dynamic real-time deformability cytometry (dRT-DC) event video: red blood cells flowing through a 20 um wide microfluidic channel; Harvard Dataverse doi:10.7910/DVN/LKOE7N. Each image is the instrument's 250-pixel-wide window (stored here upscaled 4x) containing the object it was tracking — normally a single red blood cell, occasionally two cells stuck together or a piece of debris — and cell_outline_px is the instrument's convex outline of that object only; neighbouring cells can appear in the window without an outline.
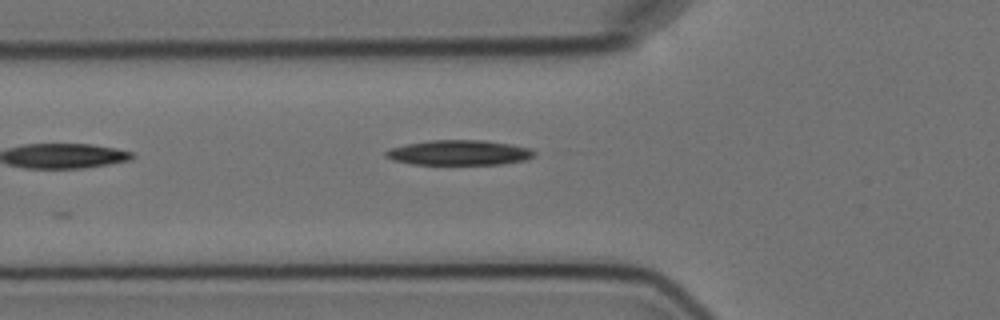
{"species": "Egyptian fruit bat (a non-hibernating species)", "species_latin": "Rousettus aegyptiacus", "temperature_condition": "cold", "stored_images_in_passage": 6, "camera_frame_rate_fps": 3000, "um_per_image_px": 0.085, "animal": {"sex": "female"}, "frame": {"image": 1, "passage_image": 6, "time_ms": 6.0, "image_size_px": [1000, 320], "cell_outline_px": [[536, 156], [524, 160], [500, 164], [412, 164], [392, 160], [384, 156], [384, 152], [388, 148], [404, 144], [432, 140], [484, 140], [512, 144], [532, 148], [536, 152]], "centroid_in_image_um": [39.02, 12.97], "position_along_channel_um": 86.8, "area_um2": 21.91}}